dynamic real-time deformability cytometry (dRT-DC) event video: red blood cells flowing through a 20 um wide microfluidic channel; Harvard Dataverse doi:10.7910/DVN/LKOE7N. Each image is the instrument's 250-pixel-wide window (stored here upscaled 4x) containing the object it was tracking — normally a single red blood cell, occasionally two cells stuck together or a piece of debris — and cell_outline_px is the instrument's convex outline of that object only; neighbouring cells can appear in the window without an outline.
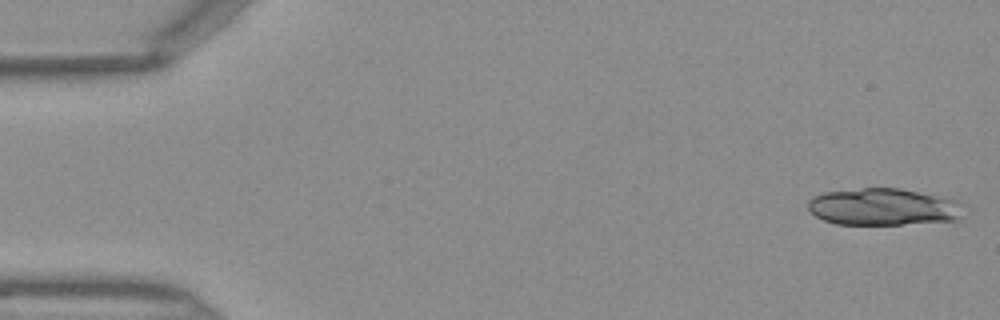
{"species": "Egyptian fruit bat (a non-hibernating species)", "species_latin": "Rousettus aegyptiacus", "temperature_condition": "warm", "stored_images_in_passage": 16, "camera_frame_rate_fps": 3000, "um_per_image_px": 0.085, "frame": {"image": 1, "passage_image": 1, "time_ms": 0.0, "image_size_px": [1000, 320], "cell_outline_px": [[956, 220], [900, 224], [836, 224], [824, 220], [816, 216], [808, 208], [808, 200], [812, 196], [824, 192], [860, 188], [900, 188], [956, 200]], "centroid_in_image_um": [74.92, 17.57], "position_along_channel_um": 10.1, "area_um2": 32.71}}
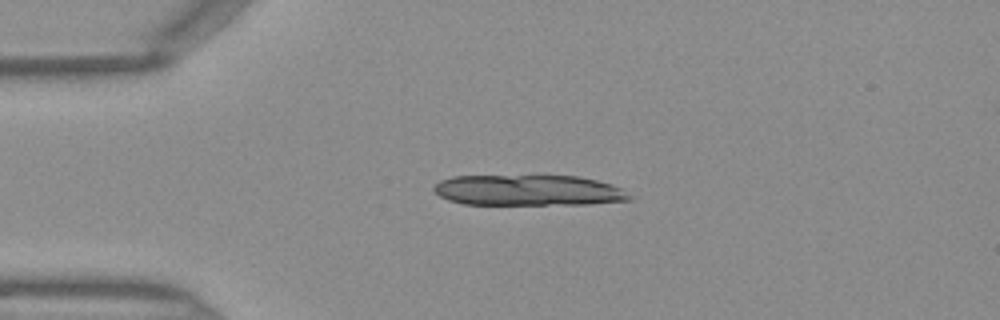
{"frame": {"image": 2, "passage_image": 10, "time_ms": 3.0, "image_size_px": [1000, 320], "cell_outline_px": [[632, 200], [588, 204], [464, 204], [448, 200], [440, 196], [432, 188], [440, 180], [452, 176], [576, 176], [596, 180], [612, 184], [620, 188], [632, 196]], "centroid_in_image_um": [44.92, 16.18], "position_along_channel_um": 40.1, "area_um2": 34.97}}